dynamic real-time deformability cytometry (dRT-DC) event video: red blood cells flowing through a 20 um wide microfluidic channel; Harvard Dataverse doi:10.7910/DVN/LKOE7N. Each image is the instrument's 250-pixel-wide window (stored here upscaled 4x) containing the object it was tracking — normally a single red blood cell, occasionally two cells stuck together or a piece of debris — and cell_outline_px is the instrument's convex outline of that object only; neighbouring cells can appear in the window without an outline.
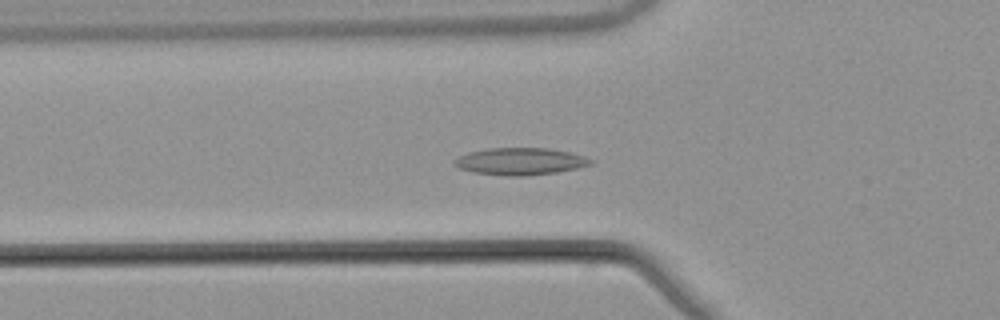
{"species": "common noctule bat (a hibernating species)", "species_latin": "Nyctalus noctula", "temperature_condition": "warm", "stored_images_in_passage": 46, "camera_frame_rate_fps": 3000, "um_per_image_px": 0.085, "animal": {"sex": "male", "body_mass_g": 21.5, "forearm_length_mm": 52.0}, "frame": {"image": 1, "passage_image": 15, "time_ms": 4.667, "image_size_px": [1000, 320], "cell_outline_px": [[596, 160], [592, 164], [576, 168], [556, 172], [524, 176], [508, 176], [472, 172], [460, 168], [452, 164], [452, 160], [468, 152], [488, 148], [548, 148], [568, 152], [584, 156]], "centroid_in_image_um": [44.2, 13.71], "position_along_channel_um": 81.6, "area_um2": 21.56}}
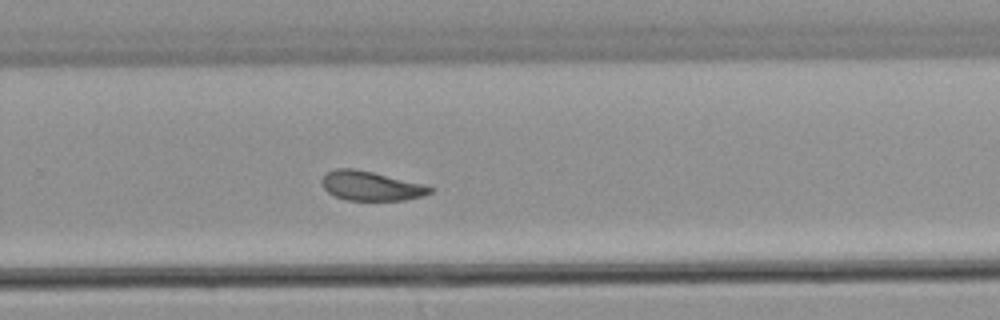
{"frame": {"image": 2, "passage_image": 32, "time_ms": 10.333, "image_size_px": [1000, 320], "cell_outline_px": [[436, 188], [432, 192], [424, 196], [404, 200], [348, 200], [336, 196], [328, 192], [324, 188], [320, 180], [328, 172], [336, 168], [352, 168], [372, 172]], "centroid_in_image_um": [31.52, 15.81], "position_along_channel_um": 298.3, "area_um2": 18.21}}
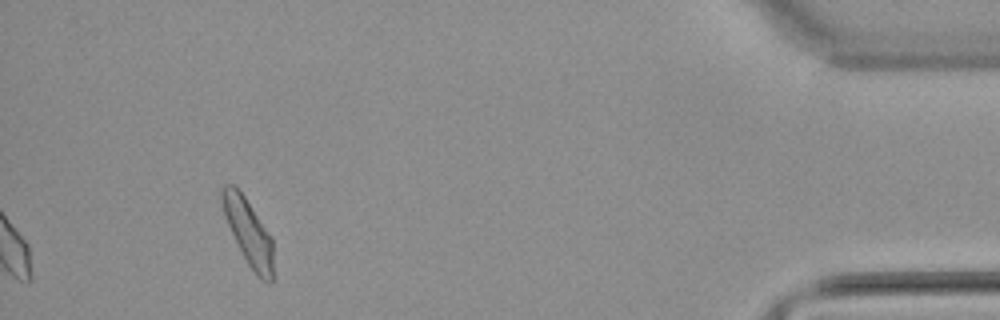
{"frame": {"image": 3, "passage_image": 46, "time_ms": 15.0, "image_size_px": [1000, 320], "cell_outline_px": [[272, 280], [268, 284], [256, 276], [248, 264], [224, 216], [220, 196], [220, 188], [224, 184], [236, 184], [272, 236]], "centroid_in_image_um": [21.1, 19.67], "position_along_channel_um": 414.1, "area_um2": 19.65}, "authors_computed_cell_mechanics": {"area_um2": 19.0451, "velocity_mm_per_s": 3.8331, "shape_relaxation_time_tau1_ms": 10.6254, "shape_relaxation_time_tau2_ms": 4.0928, "deformation_change_tau1": 0.2048, "deformation_change_tau2": 0.1022}}